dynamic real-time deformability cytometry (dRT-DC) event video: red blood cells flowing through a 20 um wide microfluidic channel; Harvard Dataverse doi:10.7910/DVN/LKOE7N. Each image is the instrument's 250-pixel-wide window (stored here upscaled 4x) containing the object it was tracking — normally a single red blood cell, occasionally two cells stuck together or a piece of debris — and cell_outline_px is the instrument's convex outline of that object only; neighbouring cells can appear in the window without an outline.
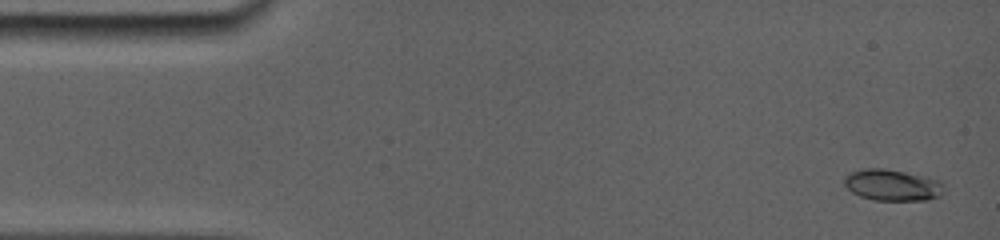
{"species": "common noctule bat (a hibernating species)", "species_latin": "Nyctalus noctula", "temperature_condition": "room temperature", "stored_images_in_passage": 9, "camera_frame_rate_fps": 5000, "um_per_image_px": 0.085, "animal": {"sex": "female", "body_mass_g": 19.0, "forearm_length_mm": 56.7}, "frame": {"image": 1, "passage_image": 1, "time_ms": 0.0, "image_size_px": [1000, 240], "cell_outline_px": [[940, 196], [928, 200], [872, 200], [860, 196], [852, 192], [844, 184], [844, 180], [852, 172], [900, 172], [916, 176], [940, 184]], "centroid_in_image_um": [75.79, 15.84], "position_along_channel_um": 9.2, "area_um2": 16.18}}
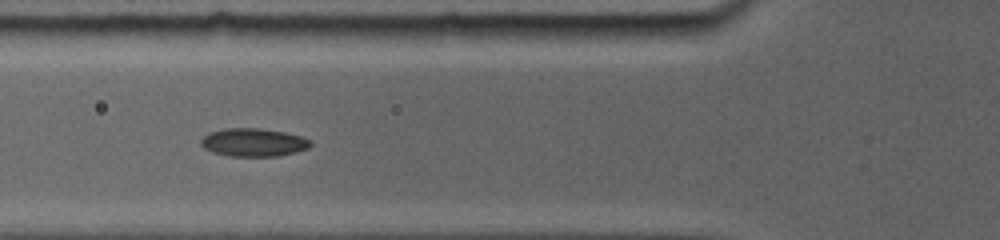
{"frame": {"image": 2, "passage_image": 8, "time_ms": 5.4, "image_size_px": [1000, 240], "cell_outline_px": [[312, 144], [308, 148], [276, 156], [232, 156], [212, 152], [204, 148], [200, 144], [200, 140], [204, 136], [212, 132], [232, 128], [256, 128], [284, 132], [300, 136], [308, 140]], "centroid_in_image_um": [21.52, 12.11], "position_along_channel_um": 104.3, "area_um2": 17.51}}
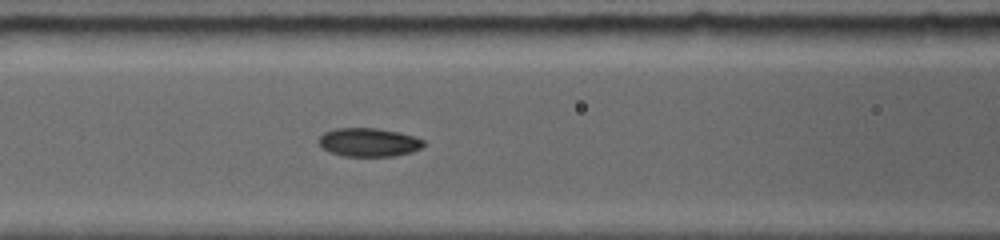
{"frame": {"image": 3, "passage_image": 9, "time_ms": 6.2, "image_size_px": [1000, 240], "cell_outline_px": [[424, 144], [420, 148], [408, 152], [392, 156], [344, 156], [328, 152], [320, 144], [320, 136], [324, 132], [336, 128], [372, 128], [396, 132], [412, 136], [424, 140]], "centroid_in_image_um": [31.3, 12.1], "position_along_channel_um": 135.3, "area_um2": 17.05}}